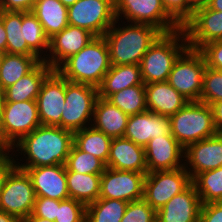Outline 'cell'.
<instances>
[{"label":"cell","instance_id":"f6af8a7d","mask_svg":"<svg viewBox=\"0 0 222 222\" xmlns=\"http://www.w3.org/2000/svg\"><path fill=\"white\" fill-rule=\"evenodd\" d=\"M10 153L11 152L7 150L0 157V194L8 173L15 167L14 157L12 156V153Z\"/></svg>","mask_w":222,"mask_h":222},{"label":"cell","instance_id":"7402d4cb","mask_svg":"<svg viewBox=\"0 0 222 222\" xmlns=\"http://www.w3.org/2000/svg\"><path fill=\"white\" fill-rule=\"evenodd\" d=\"M106 167L146 175L145 148L124 137L112 138Z\"/></svg>","mask_w":222,"mask_h":222},{"label":"cell","instance_id":"ee69618b","mask_svg":"<svg viewBox=\"0 0 222 222\" xmlns=\"http://www.w3.org/2000/svg\"><path fill=\"white\" fill-rule=\"evenodd\" d=\"M36 0H0V10L29 12L32 11Z\"/></svg>","mask_w":222,"mask_h":222},{"label":"cell","instance_id":"ffe728a7","mask_svg":"<svg viewBox=\"0 0 222 222\" xmlns=\"http://www.w3.org/2000/svg\"><path fill=\"white\" fill-rule=\"evenodd\" d=\"M171 134L170 116L145 111L129 116L124 138L145 147L153 138Z\"/></svg>","mask_w":222,"mask_h":222},{"label":"cell","instance_id":"cb8c5ba5","mask_svg":"<svg viewBox=\"0 0 222 222\" xmlns=\"http://www.w3.org/2000/svg\"><path fill=\"white\" fill-rule=\"evenodd\" d=\"M53 69L41 61L30 73L3 91L4 102L36 100L41 85Z\"/></svg>","mask_w":222,"mask_h":222},{"label":"cell","instance_id":"4316f807","mask_svg":"<svg viewBox=\"0 0 222 222\" xmlns=\"http://www.w3.org/2000/svg\"><path fill=\"white\" fill-rule=\"evenodd\" d=\"M31 12L39 20L49 39L69 25L68 7L60 0H36Z\"/></svg>","mask_w":222,"mask_h":222},{"label":"cell","instance_id":"d6a6232c","mask_svg":"<svg viewBox=\"0 0 222 222\" xmlns=\"http://www.w3.org/2000/svg\"><path fill=\"white\" fill-rule=\"evenodd\" d=\"M23 44H27L42 60L49 51V38L37 17L31 12H23ZM43 55V56H42Z\"/></svg>","mask_w":222,"mask_h":222},{"label":"cell","instance_id":"9a60e30c","mask_svg":"<svg viewBox=\"0 0 222 222\" xmlns=\"http://www.w3.org/2000/svg\"><path fill=\"white\" fill-rule=\"evenodd\" d=\"M184 168L191 180L198 174L222 166V134L200 140L184 149Z\"/></svg>","mask_w":222,"mask_h":222},{"label":"cell","instance_id":"ab89813d","mask_svg":"<svg viewBox=\"0 0 222 222\" xmlns=\"http://www.w3.org/2000/svg\"><path fill=\"white\" fill-rule=\"evenodd\" d=\"M199 51L203 54L207 67L215 70L222 67V40L208 42Z\"/></svg>","mask_w":222,"mask_h":222},{"label":"cell","instance_id":"4fadbf2b","mask_svg":"<svg viewBox=\"0 0 222 222\" xmlns=\"http://www.w3.org/2000/svg\"><path fill=\"white\" fill-rule=\"evenodd\" d=\"M145 174L106 167L101 174L99 198L132 202L143 198Z\"/></svg>","mask_w":222,"mask_h":222},{"label":"cell","instance_id":"7c38bea8","mask_svg":"<svg viewBox=\"0 0 222 222\" xmlns=\"http://www.w3.org/2000/svg\"><path fill=\"white\" fill-rule=\"evenodd\" d=\"M191 183L190 175L184 167L153 171L145 175L143 199L157 212Z\"/></svg>","mask_w":222,"mask_h":222},{"label":"cell","instance_id":"1f68e13d","mask_svg":"<svg viewBox=\"0 0 222 222\" xmlns=\"http://www.w3.org/2000/svg\"><path fill=\"white\" fill-rule=\"evenodd\" d=\"M129 202L98 198L86 206V222H120Z\"/></svg>","mask_w":222,"mask_h":222},{"label":"cell","instance_id":"816d5d0a","mask_svg":"<svg viewBox=\"0 0 222 222\" xmlns=\"http://www.w3.org/2000/svg\"><path fill=\"white\" fill-rule=\"evenodd\" d=\"M21 222H53V221L47 220L45 218L36 217L30 214L28 217L22 219Z\"/></svg>","mask_w":222,"mask_h":222},{"label":"cell","instance_id":"836d02e7","mask_svg":"<svg viewBox=\"0 0 222 222\" xmlns=\"http://www.w3.org/2000/svg\"><path fill=\"white\" fill-rule=\"evenodd\" d=\"M107 100L128 116L147 111L145 85L127 87L113 93Z\"/></svg>","mask_w":222,"mask_h":222},{"label":"cell","instance_id":"d6986e66","mask_svg":"<svg viewBox=\"0 0 222 222\" xmlns=\"http://www.w3.org/2000/svg\"><path fill=\"white\" fill-rule=\"evenodd\" d=\"M30 176L36 197H48L54 200L69 198L65 165L17 167Z\"/></svg>","mask_w":222,"mask_h":222},{"label":"cell","instance_id":"f546056e","mask_svg":"<svg viewBox=\"0 0 222 222\" xmlns=\"http://www.w3.org/2000/svg\"><path fill=\"white\" fill-rule=\"evenodd\" d=\"M112 138L92 125L73 133V144L83 152L93 154L105 164L109 157Z\"/></svg>","mask_w":222,"mask_h":222},{"label":"cell","instance_id":"7bdbcfd3","mask_svg":"<svg viewBox=\"0 0 222 222\" xmlns=\"http://www.w3.org/2000/svg\"><path fill=\"white\" fill-rule=\"evenodd\" d=\"M199 222H222V202L202 204Z\"/></svg>","mask_w":222,"mask_h":222},{"label":"cell","instance_id":"52a82bcc","mask_svg":"<svg viewBox=\"0 0 222 222\" xmlns=\"http://www.w3.org/2000/svg\"><path fill=\"white\" fill-rule=\"evenodd\" d=\"M41 125L36 100L3 102L0 143L10 150L22 137Z\"/></svg>","mask_w":222,"mask_h":222},{"label":"cell","instance_id":"db71d44e","mask_svg":"<svg viewBox=\"0 0 222 222\" xmlns=\"http://www.w3.org/2000/svg\"><path fill=\"white\" fill-rule=\"evenodd\" d=\"M66 7L73 5L77 0H60Z\"/></svg>","mask_w":222,"mask_h":222},{"label":"cell","instance_id":"484cf974","mask_svg":"<svg viewBox=\"0 0 222 222\" xmlns=\"http://www.w3.org/2000/svg\"><path fill=\"white\" fill-rule=\"evenodd\" d=\"M136 85H145L142 80L140 65H111L98 87V95L100 98L107 99L113 93Z\"/></svg>","mask_w":222,"mask_h":222},{"label":"cell","instance_id":"8d00e7d4","mask_svg":"<svg viewBox=\"0 0 222 222\" xmlns=\"http://www.w3.org/2000/svg\"><path fill=\"white\" fill-rule=\"evenodd\" d=\"M222 100V73L206 67L203 74L200 102L212 105Z\"/></svg>","mask_w":222,"mask_h":222},{"label":"cell","instance_id":"44dd1931","mask_svg":"<svg viewBox=\"0 0 222 222\" xmlns=\"http://www.w3.org/2000/svg\"><path fill=\"white\" fill-rule=\"evenodd\" d=\"M201 207V199L195 185L191 183L156 212V221L199 222Z\"/></svg>","mask_w":222,"mask_h":222},{"label":"cell","instance_id":"9c48e42d","mask_svg":"<svg viewBox=\"0 0 222 222\" xmlns=\"http://www.w3.org/2000/svg\"><path fill=\"white\" fill-rule=\"evenodd\" d=\"M206 62L199 50L187 48L176 60L167 82L188 101H200Z\"/></svg>","mask_w":222,"mask_h":222},{"label":"cell","instance_id":"8fae6325","mask_svg":"<svg viewBox=\"0 0 222 222\" xmlns=\"http://www.w3.org/2000/svg\"><path fill=\"white\" fill-rule=\"evenodd\" d=\"M36 195L30 176L16 166L8 173L0 194V210L20 220L33 210Z\"/></svg>","mask_w":222,"mask_h":222},{"label":"cell","instance_id":"277c9868","mask_svg":"<svg viewBox=\"0 0 222 222\" xmlns=\"http://www.w3.org/2000/svg\"><path fill=\"white\" fill-rule=\"evenodd\" d=\"M187 48V36L183 28L162 33L140 62L143 83L167 81L174 63Z\"/></svg>","mask_w":222,"mask_h":222},{"label":"cell","instance_id":"c3c4849f","mask_svg":"<svg viewBox=\"0 0 222 222\" xmlns=\"http://www.w3.org/2000/svg\"><path fill=\"white\" fill-rule=\"evenodd\" d=\"M7 34L0 18V50L6 52Z\"/></svg>","mask_w":222,"mask_h":222},{"label":"cell","instance_id":"d590c367","mask_svg":"<svg viewBox=\"0 0 222 222\" xmlns=\"http://www.w3.org/2000/svg\"><path fill=\"white\" fill-rule=\"evenodd\" d=\"M65 167L66 171L82 174H102L106 169V164L93 154L83 152L72 144Z\"/></svg>","mask_w":222,"mask_h":222},{"label":"cell","instance_id":"e575fe53","mask_svg":"<svg viewBox=\"0 0 222 222\" xmlns=\"http://www.w3.org/2000/svg\"><path fill=\"white\" fill-rule=\"evenodd\" d=\"M192 183L202 204L222 202V166L198 174Z\"/></svg>","mask_w":222,"mask_h":222},{"label":"cell","instance_id":"bcb514c9","mask_svg":"<svg viewBox=\"0 0 222 222\" xmlns=\"http://www.w3.org/2000/svg\"><path fill=\"white\" fill-rule=\"evenodd\" d=\"M213 110L214 124L218 133L222 134V100L211 105Z\"/></svg>","mask_w":222,"mask_h":222},{"label":"cell","instance_id":"2e32d148","mask_svg":"<svg viewBox=\"0 0 222 222\" xmlns=\"http://www.w3.org/2000/svg\"><path fill=\"white\" fill-rule=\"evenodd\" d=\"M182 28L187 36L188 47L199 50L208 42L222 40V11L207 6L199 8Z\"/></svg>","mask_w":222,"mask_h":222},{"label":"cell","instance_id":"7a4b0ae2","mask_svg":"<svg viewBox=\"0 0 222 222\" xmlns=\"http://www.w3.org/2000/svg\"><path fill=\"white\" fill-rule=\"evenodd\" d=\"M120 21L116 19L103 36L108 45L110 63L111 65H140L142 57L162 32L149 24L128 22L126 24L121 21L123 23L121 25Z\"/></svg>","mask_w":222,"mask_h":222},{"label":"cell","instance_id":"f5cc1de1","mask_svg":"<svg viewBox=\"0 0 222 222\" xmlns=\"http://www.w3.org/2000/svg\"><path fill=\"white\" fill-rule=\"evenodd\" d=\"M3 102H4L3 92L0 90V123H1V118H2Z\"/></svg>","mask_w":222,"mask_h":222},{"label":"cell","instance_id":"3957f363","mask_svg":"<svg viewBox=\"0 0 222 222\" xmlns=\"http://www.w3.org/2000/svg\"><path fill=\"white\" fill-rule=\"evenodd\" d=\"M111 67L103 36H95L81 51L71 55L56 70L69 82L99 87Z\"/></svg>","mask_w":222,"mask_h":222},{"label":"cell","instance_id":"6da1fadb","mask_svg":"<svg viewBox=\"0 0 222 222\" xmlns=\"http://www.w3.org/2000/svg\"><path fill=\"white\" fill-rule=\"evenodd\" d=\"M72 144V131L40 125L32 133L22 137L9 151L13 157H16L14 158L16 167L65 165ZM20 154L23 156L20 157V161L25 158L23 159L26 160L25 163L18 162L17 156Z\"/></svg>","mask_w":222,"mask_h":222},{"label":"cell","instance_id":"d4e9b609","mask_svg":"<svg viewBox=\"0 0 222 222\" xmlns=\"http://www.w3.org/2000/svg\"><path fill=\"white\" fill-rule=\"evenodd\" d=\"M129 116L109 102L98 97L94 107L92 126L111 138L123 137Z\"/></svg>","mask_w":222,"mask_h":222},{"label":"cell","instance_id":"60d3db41","mask_svg":"<svg viewBox=\"0 0 222 222\" xmlns=\"http://www.w3.org/2000/svg\"><path fill=\"white\" fill-rule=\"evenodd\" d=\"M58 212V200L48 197H36L32 215L55 221Z\"/></svg>","mask_w":222,"mask_h":222},{"label":"cell","instance_id":"681fc988","mask_svg":"<svg viewBox=\"0 0 222 222\" xmlns=\"http://www.w3.org/2000/svg\"><path fill=\"white\" fill-rule=\"evenodd\" d=\"M0 222H21L19 218L0 210Z\"/></svg>","mask_w":222,"mask_h":222},{"label":"cell","instance_id":"f907efd6","mask_svg":"<svg viewBox=\"0 0 222 222\" xmlns=\"http://www.w3.org/2000/svg\"><path fill=\"white\" fill-rule=\"evenodd\" d=\"M207 7L215 11H222V0H208Z\"/></svg>","mask_w":222,"mask_h":222},{"label":"cell","instance_id":"b9f144b4","mask_svg":"<svg viewBox=\"0 0 222 222\" xmlns=\"http://www.w3.org/2000/svg\"><path fill=\"white\" fill-rule=\"evenodd\" d=\"M166 11L181 25L187 22V0H162Z\"/></svg>","mask_w":222,"mask_h":222},{"label":"cell","instance_id":"11a10c76","mask_svg":"<svg viewBox=\"0 0 222 222\" xmlns=\"http://www.w3.org/2000/svg\"><path fill=\"white\" fill-rule=\"evenodd\" d=\"M7 151V149L0 143V157Z\"/></svg>","mask_w":222,"mask_h":222},{"label":"cell","instance_id":"ac0fdd59","mask_svg":"<svg viewBox=\"0 0 222 222\" xmlns=\"http://www.w3.org/2000/svg\"><path fill=\"white\" fill-rule=\"evenodd\" d=\"M144 148L148 173L184 167V148L173 135L153 138Z\"/></svg>","mask_w":222,"mask_h":222},{"label":"cell","instance_id":"8992f818","mask_svg":"<svg viewBox=\"0 0 222 222\" xmlns=\"http://www.w3.org/2000/svg\"><path fill=\"white\" fill-rule=\"evenodd\" d=\"M98 88L66 80L65 105L61 115V128L73 133L92 125Z\"/></svg>","mask_w":222,"mask_h":222},{"label":"cell","instance_id":"4dcf8cb0","mask_svg":"<svg viewBox=\"0 0 222 222\" xmlns=\"http://www.w3.org/2000/svg\"><path fill=\"white\" fill-rule=\"evenodd\" d=\"M6 34V53L38 56L27 44H23V12L0 10Z\"/></svg>","mask_w":222,"mask_h":222},{"label":"cell","instance_id":"f1b7e54d","mask_svg":"<svg viewBox=\"0 0 222 222\" xmlns=\"http://www.w3.org/2000/svg\"><path fill=\"white\" fill-rule=\"evenodd\" d=\"M100 181L101 174H82L66 171L69 198L80 201L86 206L99 198Z\"/></svg>","mask_w":222,"mask_h":222},{"label":"cell","instance_id":"5b68a950","mask_svg":"<svg viewBox=\"0 0 222 222\" xmlns=\"http://www.w3.org/2000/svg\"><path fill=\"white\" fill-rule=\"evenodd\" d=\"M170 120L171 134L184 149L218 133L212 107L200 101H189Z\"/></svg>","mask_w":222,"mask_h":222},{"label":"cell","instance_id":"5bb4252c","mask_svg":"<svg viewBox=\"0 0 222 222\" xmlns=\"http://www.w3.org/2000/svg\"><path fill=\"white\" fill-rule=\"evenodd\" d=\"M65 93L66 79L53 70L43 81L36 99L41 125L61 127Z\"/></svg>","mask_w":222,"mask_h":222},{"label":"cell","instance_id":"7dc6e473","mask_svg":"<svg viewBox=\"0 0 222 222\" xmlns=\"http://www.w3.org/2000/svg\"><path fill=\"white\" fill-rule=\"evenodd\" d=\"M207 4L208 0H187V21L197 9L207 6Z\"/></svg>","mask_w":222,"mask_h":222},{"label":"cell","instance_id":"83f0119b","mask_svg":"<svg viewBox=\"0 0 222 222\" xmlns=\"http://www.w3.org/2000/svg\"><path fill=\"white\" fill-rule=\"evenodd\" d=\"M41 61L39 56L4 53L0 62V90L15 84L19 79L30 73Z\"/></svg>","mask_w":222,"mask_h":222},{"label":"cell","instance_id":"74e56055","mask_svg":"<svg viewBox=\"0 0 222 222\" xmlns=\"http://www.w3.org/2000/svg\"><path fill=\"white\" fill-rule=\"evenodd\" d=\"M54 222H86V205L72 198L58 200Z\"/></svg>","mask_w":222,"mask_h":222},{"label":"cell","instance_id":"ba28073f","mask_svg":"<svg viewBox=\"0 0 222 222\" xmlns=\"http://www.w3.org/2000/svg\"><path fill=\"white\" fill-rule=\"evenodd\" d=\"M116 19L128 23L149 24L162 33H171L182 26L166 11L162 0H114ZM123 16V17H122Z\"/></svg>","mask_w":222,"mask_h":222},{"label":"cell","instance_id":"f35d334b","mask_svg":"<svg viewBox=\"0 0 222 222\" xmlns=\"http://www.w3.org/2000/svg\"><path fill=\"white\" fill-rule=\"evenodd\" d=\"M120 222H156V211L142 198L129 202Z\"/></svg>","mask_w":222,"mask_h":222},{"label":"cell","instance_id":"e0dca14e","mask_svg":"<svg viewBox=\"0 0 222 222\" xmlns=\"http://www.w3.org/2000/svg\"><path fill=\"white\" fill-rule=\"evenodd\" d=\"M94 37L84 28L68 25L49 39V51L43 61L56 70L71 55L81 51Z\"/></svg>","mask_w":222,"mask_h":222},{"label":"cell","instance_id":"9f6ffc18","mask_svg":"<svg viewBox=\"0 0 222 222\" xmlns=\"http://www.w3.org/2000/svg\"><path fill=\"white\" fill-rule=\"evenodd\" d=\"M4 53H5V52H3V51L0 50V62H1L2 58H3Z\"/></svg>","mask_w":222,"mask_h":222},{"label":"cell","instance_id":"30bf717a","mask_svg":"<svg viewBox=\"0 0 222 222\" xmlns=\"http://www.w3.org/2000/svg\"><path fill=\"white\" fill-rule=\"evenodd\" d=\"M68 24L104 36L116 21L114 0H77L68 7Z\"/></svg>","mask_w":222,"mask_h":222},{"label":"cell","instance_id":"603a6c76","mask_svg":"<svg viewBox=\"0 0 222 222\" xmlns=\"http://www.w3.org/2000/svg\"><path fill=\"white\" fill-rule=\"evenodd\" d=\"M147 111L163 116L176 114L189 101L167 81L145 84Z\"/></svg>","mask_w":222,"mask_h":222}]
</instances>
